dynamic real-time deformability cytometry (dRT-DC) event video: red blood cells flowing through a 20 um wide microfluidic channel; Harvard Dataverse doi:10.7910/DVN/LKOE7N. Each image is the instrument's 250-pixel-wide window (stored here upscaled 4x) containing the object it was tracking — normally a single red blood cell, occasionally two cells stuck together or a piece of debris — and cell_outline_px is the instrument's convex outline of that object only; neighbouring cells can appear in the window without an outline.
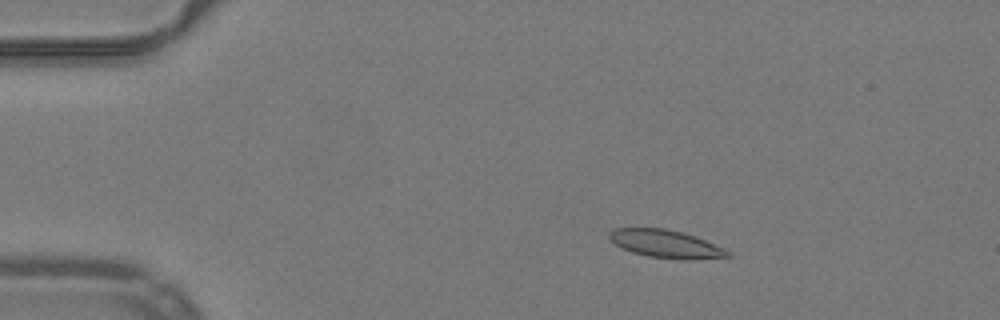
{"species": "common noctule bat (a hibernating species)", "species_latin": "Nyctalus noctula", "temperature_condition": "warm", "stored_images_in_passage": 52, "camera_frame_rate_fps": 3000, "um_per_image_px": 0.085, "animal": {"sex": "male", "body_mass_g": 19.2, "forearm_length_mm": 51.8}, "frame": {"image": 1, "passage_image": 9, "time_ms": 2.667, "image_size_px": [1000, 320], "cell_outline_px": [[732, 256], [648, 256], [632, 252], [616, 244], [608, 236], [608, 232], [616, 228], [664, 228], [680, 232], [704, 240], [724, 248], [732, 252]], "centroid_in_image_um": [56.47, 20.66], "position_along_channel_um": 28.5, "area_um2": 17.69}}
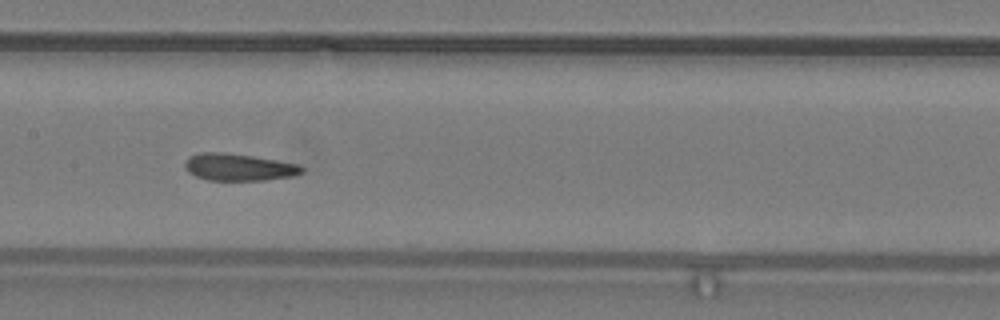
{"frame": {"image": 2, "passage_image": 26, "time_ms": 8.333, "image_size_px": [1000, 320], "cell_outline_px": [[304, 172], [292, 176], [264, 180], [208, 180], [196, 176], [188, 172], [184, 164], [188, 156], [200, 152], [224, 152], [252, 156], [276, 160], [296, 164], [304, 168]], "centroid_in_image_um": [20.26, 14.2], "position_along_channel_um": 187.1, "area_um2": 18.38}}
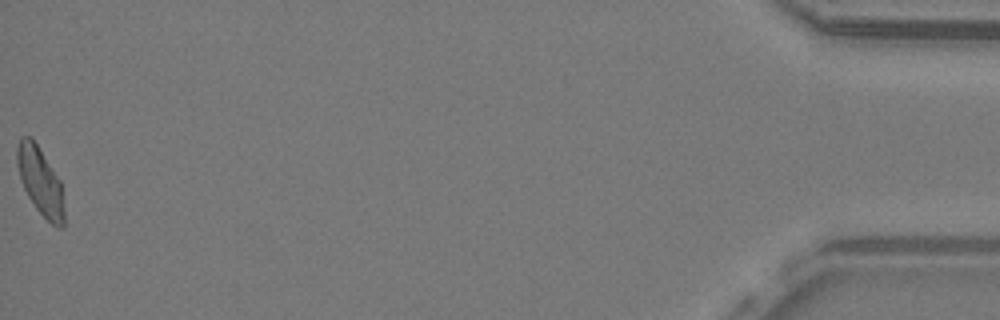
{"frame": {"image": 3, "passage_image": 52, "time_ms": 17.0, "image_size_px": [1000, 320], "cell_outline_px": [[64, 228], [60, 228], [52, 224], [36, 208], [28, 196], [20, 180], [16, 164], [16, 148], [20, 136], [32, 136], [60, 180], [64, 208]], "centroid_in_image_um": [3.4, 15.37], "position_along_channel_um": 431.8, "area_um2": 18.67}, "authors_computed_cell_mechanics": {"area_um2": 18.9006, "velocity_mm_per_s": 3.9849, "shape_relaxation_time_tau1_ms": null, "shape_relaxation_time_tau2_ms": 1.9525, "deformation_change_tau1": null, "deformation_change_tau2": 0.0969}}